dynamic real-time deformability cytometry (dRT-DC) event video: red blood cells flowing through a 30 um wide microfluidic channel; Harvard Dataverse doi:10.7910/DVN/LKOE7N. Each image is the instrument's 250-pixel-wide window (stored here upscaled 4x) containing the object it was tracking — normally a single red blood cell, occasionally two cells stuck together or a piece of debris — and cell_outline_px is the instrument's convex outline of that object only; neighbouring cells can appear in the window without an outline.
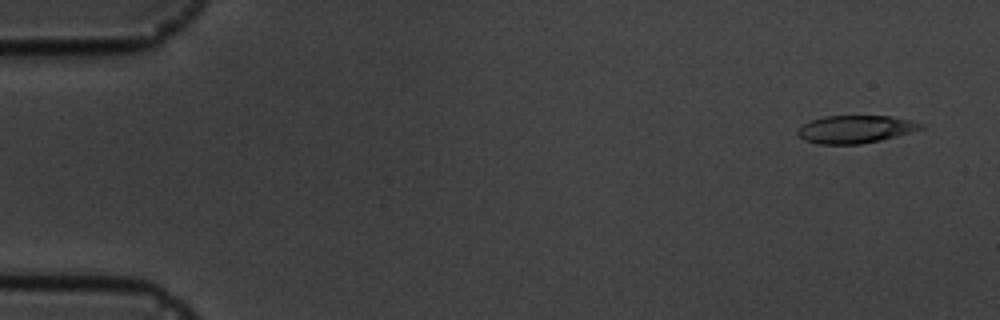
{"species": "common noctule bat (a hibernating species)", "species_latin": "Nyctalus noctula", "temperature_condition": "cold", "stored_images_in_passage": 6, "camera_frame_rate_fps": 3000, "um_per_image_px": 0.085, "animal": {"sex": "male", "body_mass_g": 19.5, "forearm_length_mm": 54.6}, "frame": {"image": 1, "passage_image": 1, "time_ms": 0.0, "image_size_px": [1000, 320], "cell_outline_px": [[924, 128], [880, 140], [860, 144], [816, 144], [804, 140], [796, 132], [804, 124], [812, 120], [824, 116], [892, 116], [924, 124]], "centroid_in_image_um": [72.69, 10.98], "position_along_channel_um": 12.3, "area_um2": 19.65}}
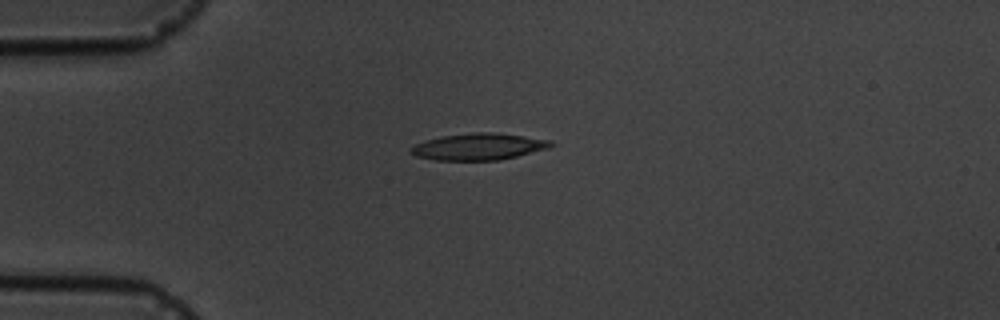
{"frame": {"image": 2, "passage_image": 4, "time_ms": 3.667, "image_size_px": [1000, 320], "cell_outline_px": [[556, 144], [548, 148], [500, 160], [436, 160], [416, 156], [408, 152], [408, 148], [416, 144], [440, 136], [472, 132], [492, 132], [524, 136], [552, 140]], "centroid_in_image_um": [40.68, 12.46], "position_along_channel_um": 44.3, "area_um2": 21.79}}
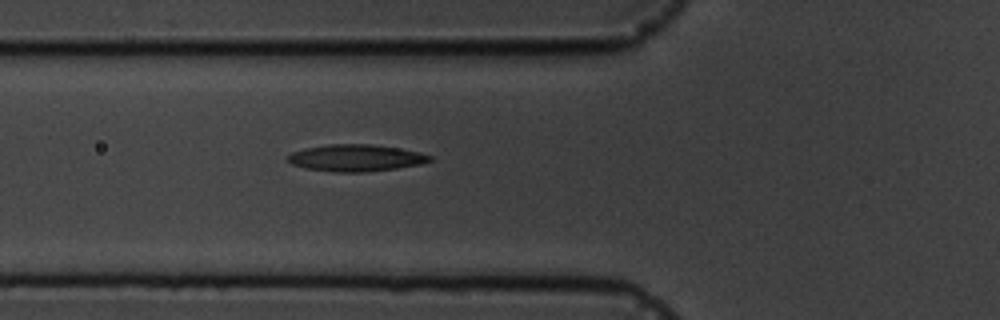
{"frame": {"image": 3, "passage_image": 6, "time_ms": 5.667, "image_size_px": [1000, 320], "cell_outline_px": [[432, 160], [420, 164], [396, 168], [364, 172], [332, 172], [304, 168], [292, 164], [288, 160], [288, 156], [292, 152], [304, 148], [328, 144], [372, 144], [420, 152], [432, 156]], "centroid_in_image_um": [30.22, 13.42], "position_along_channel_um": 95.6, "area_um2": 22.14}}